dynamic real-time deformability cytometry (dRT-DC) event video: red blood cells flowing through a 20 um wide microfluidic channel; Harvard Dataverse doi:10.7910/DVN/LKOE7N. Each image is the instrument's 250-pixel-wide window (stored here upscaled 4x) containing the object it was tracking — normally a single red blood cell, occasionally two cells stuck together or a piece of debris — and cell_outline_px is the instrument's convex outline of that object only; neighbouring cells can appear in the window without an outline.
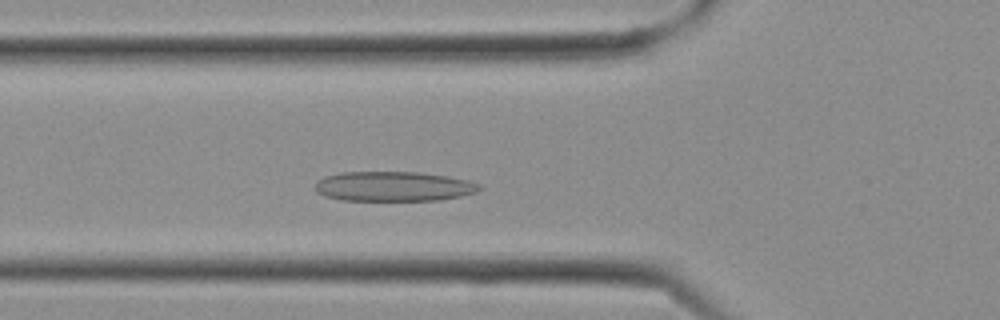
{"species": "Egyptian fruit bat (a non-hibernating species)", "species_latin": "Rousettus aegyptiacus", "temperature_condition": "cold", "stored_images_in_passage": 7, "camera_frame_rate_fps": 3000, "um_per_image_px": 0.085, "frame": {"image": 1, "passage_image": 5, "time_ms": 1.333, "image_size_px": [1000, 320], "cell_outline_px": [[484, 188], [476, 192], [460, 196], [440, 200], [340, 200], [324, 196], [316, 192], [316, 180], [324, 176], [340, 172], [420, 172], [448, 176], [468, 180], [480, 184]], "centroid_in_image_um": [33.45, 15.84], "position_along_channel_um": 92.3, "area_um2": 28.73}}
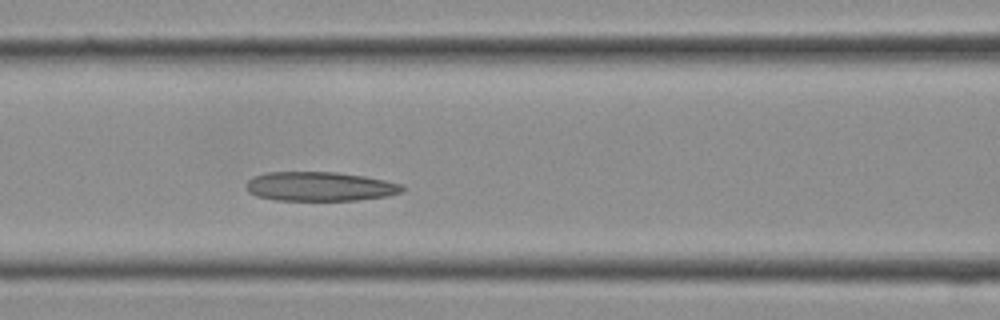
{"frame": {"image": 2, "passage_image": 7, "time_ms": 2.0, "image_size_px": [1000, 320], "cell_outline_px": [[408, 188], [400, 192], [388, 196], [356, 200], [276, 200], [256, 196], [248, 192], [244, 184], [252, 176], [264, 172], [336, 172], [364, 176], [404, 184]], "centroid_in_image_um": [27.17, 15.84], "position_along_channel_um": 139.4, "area_um2": 26.88}}